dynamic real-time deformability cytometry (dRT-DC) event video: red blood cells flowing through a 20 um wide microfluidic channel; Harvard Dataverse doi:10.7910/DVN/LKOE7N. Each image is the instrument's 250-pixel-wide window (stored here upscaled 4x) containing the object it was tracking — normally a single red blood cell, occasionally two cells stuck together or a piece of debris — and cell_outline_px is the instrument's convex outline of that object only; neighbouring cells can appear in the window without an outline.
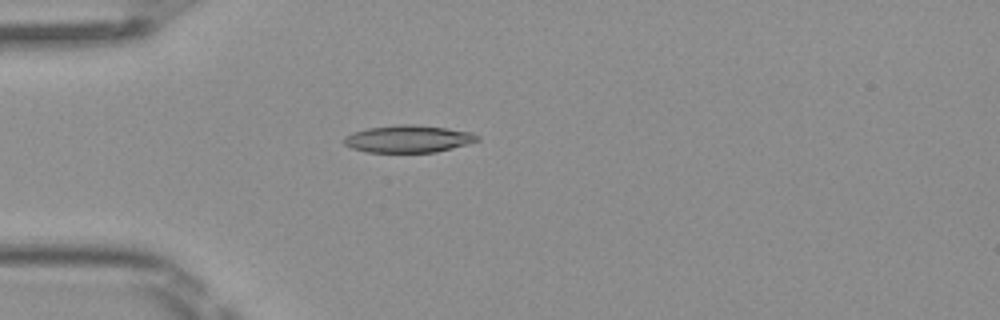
{"species": "Egyptian fruit bat (a non-hibernating species)", "species_latin": "Rousettus aegyptiacus", "temperature_condition": "room temperature", "stored_images_in_passage": 1, "camera_frame_rate_fps": 3000, "um_per_image_px": 0.085, "frame": {"image": 1, "passage_image": 1, "time_ms": 0.0, "image_size_px": [1000, 320], "cell_outline_px": [[480, 140], [468, 144], [436, 152], [368, 152], [352, 148], [344, 144], [344, 136], [352, 132], [368, 128], [404, 124], [412, 124], [444, 128], [472, 132], [480, 136]], "centroid_in_image_um": [34.72, 11.8], "position_along_channel_um": 50.3, "area_um2": 21.1}}